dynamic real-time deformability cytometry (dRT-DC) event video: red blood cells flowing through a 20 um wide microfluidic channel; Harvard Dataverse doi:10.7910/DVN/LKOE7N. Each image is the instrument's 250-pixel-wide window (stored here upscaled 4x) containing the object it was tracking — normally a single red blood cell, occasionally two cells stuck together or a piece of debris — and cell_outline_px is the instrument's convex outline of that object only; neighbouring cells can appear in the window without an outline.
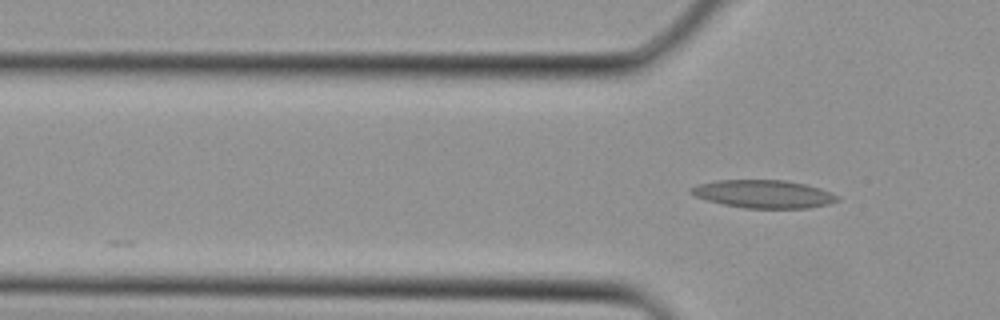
{"species": "Egyptian fruit bat (a non-hibernating species)", "species_latin": "Rousettus aegyptiacus", "temperature_condition": "cold", "stored_images_in_passage": 3, "camera_frame_rate_fps": 3000, "um_per_image_px": 0.085, "animal": {"sex": "female"}, "frame": {"image": 1, "passage_image": 3, "time_ms": 0.667, "image_size_px": [1000, 320], "cell_outline_px": [[840, 200], [828, 204], [808, 208], [744, 208], [724, 204], [708, 200], [696, 196], [688, 192], [688, 188], [696, 184], [716, 180], [784, 180], [808, 184], [820, 188], [840, 196]], "centroid_in_image_um": [64.91, 16.48], "position_along_channel_um": 60.9, "area_um2": 24.04}}